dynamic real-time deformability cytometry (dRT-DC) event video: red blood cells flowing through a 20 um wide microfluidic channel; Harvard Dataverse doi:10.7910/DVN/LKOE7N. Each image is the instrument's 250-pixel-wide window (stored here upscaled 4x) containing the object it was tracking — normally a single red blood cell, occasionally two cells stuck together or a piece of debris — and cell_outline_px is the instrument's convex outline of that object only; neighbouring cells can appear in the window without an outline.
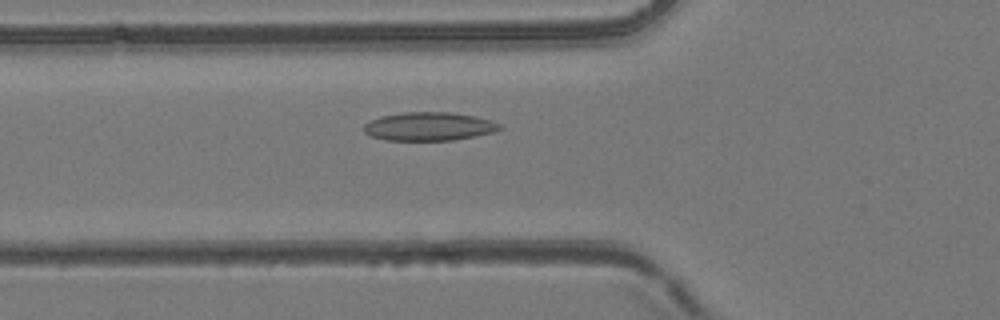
{"species": "common noctule bat (a hibernating species)", "species_latin": "Nyctalus noctula", "temperature_condition": "room temperature", "stored_images_in_passage": 44, "camera_frame_rate_fps": 3000, "um_per_image_px": 0.085, "animal": {"sex": "female", "body_mass_g": 24.6, "forearm_length_mm": 56.2}, "frame": {"image": 1, "passage_image": 9, "time_ms": 2.667, "image_size_px": [1000, 320], "cell_outline_px": [[504, 128], [496, 132], [476, 136], [452, 140], [384, 140], [372, 136], [364, 132], [364, 124], [380, 116], [404, 112], [452, 112], [492, 120], [500, 124]], "centroid_in_image_um": [36.5, 10.75], "position_along_channel_um": 89.3, "area_um2": 22.6}}
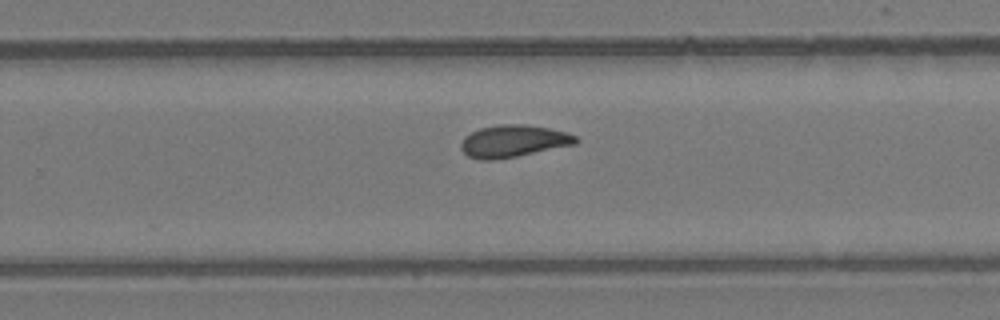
{"frame": {"image": 2, "passage_image": 24, "time_ms": 7.667, "image_size_px": [1000, 320], "cell_outline_px": [[580, 140], [576, 144], [516, 156], [492, 160], [480, 160], [468, 156], [460, 148], [460, 144], [464, 136], [480, 128], [500, 124], [524, 124], [548, 128], [568, 132], [576, 136]], "centroid_in_image_um": [43.64, 11.99], "position_along_channel_um": 286.2, "area_um2": 21.5}}
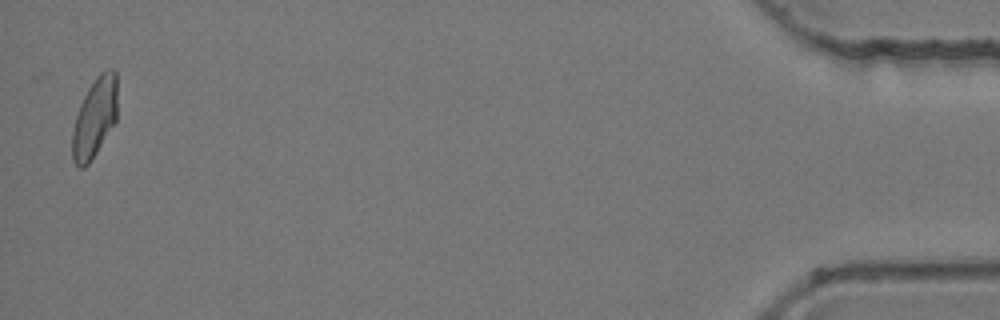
{"frame": {"image": 3, "passage_image": 42, "time_ms": 13.667, "image_size_px": [1000, 320], "cell_outline_px": [[116, 120], [96, 152], [88, 164], [84, 168], [80, 168], [72, 160], [72, 132], [76, 116], [80, 104], [88, 88], [96, 76], [100, 72], [108, 68], [112, 68], [116, 72]], "centroid_in_image_um": [8.03, 9.98], "position_along_channel_um": 427.2, "area_um2": 20.69}}